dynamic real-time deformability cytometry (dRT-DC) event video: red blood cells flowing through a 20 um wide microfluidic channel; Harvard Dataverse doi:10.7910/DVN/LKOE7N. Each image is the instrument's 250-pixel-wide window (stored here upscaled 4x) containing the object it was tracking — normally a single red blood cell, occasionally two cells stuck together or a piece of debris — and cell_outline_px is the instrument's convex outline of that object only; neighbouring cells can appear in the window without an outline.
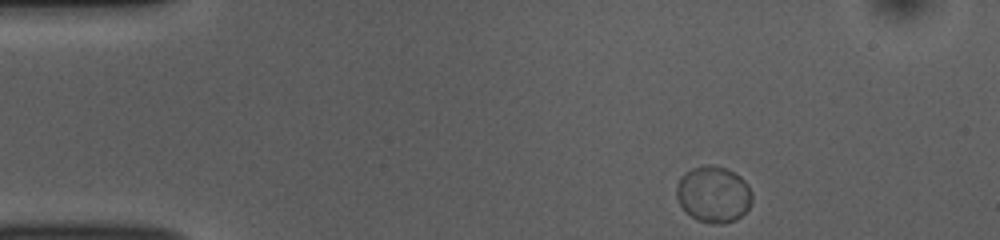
{"species": "common noctule bat (a hibernating species)", "species_latin": "Nyctalus noctula", "temperature_condition": "room temperature", "stored_images_in_passage": 47, "camera_frame_rate_fps": 3000, "um_per_image_px": 0.085, "animal": {"sex": "female", "body_mass_g": 10.0, "forearm_length_mm": 53.1}, "frame": {"image": 1, "passage_image": 1, "time_ms": 0.0, "image_size_px": [1000, 240], "cell_outline_px": [[752, 200], [748, 208], [736, 220], [724, 224], [720, 224], [696, 220], [684, 212], [676, 196], [676, 188], [680, 176], [684, 172], [692, 168], [704, 164], [712, 164], [724, 168], [740, 176], [748, 184], [752, 192]], "centroid_in_image_um": [60.62, 16.51], "position_along_channel_um": 24.4, "area_um2": 25.09}}
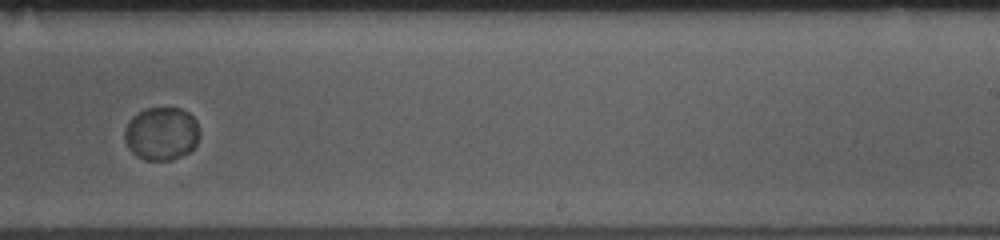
{"frame": {"image": 2, "passage_image": 27, "time_ms": 8.667, "image_size_px": [1000, 240], "cell_outline_px": [[200, 136], [196, 144], [188, 152], [172, 160], [144, 160], [136, 156], [128, 148], [124, 140], [124, 128], [132, 116], [148, 108], [180, 108], [188, 112], [196, 120], [200, 132]], "centroid_in_image_um": [13.72, 11.36], "position_along_channel_um": 275.3, "area_um2": 23.41}}
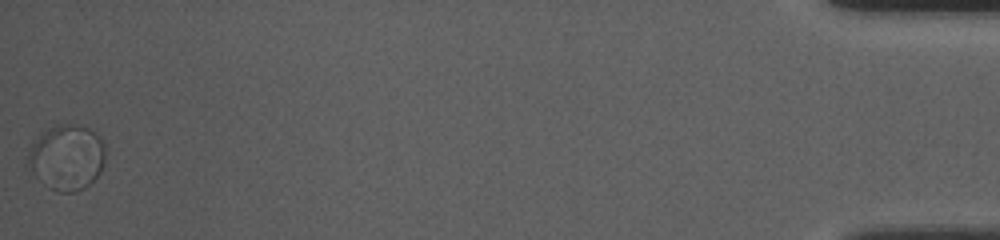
{"frame": {"image": 3, "passage_image": 47, "time_ms": 15.333, "image_size_px": [1000, 240], "cell_outline_px": [[104, 160], [100, 172], [84, 188], [76, 192], [56, 192], [48, 188], [28, 164], [28, 152], [32, 144], [48, 128], [56, 124], [72, 124], [88, 128], [96, 132], [100, 136], [104, 144]], "centroid_in_image_um": [5.7, 13.37], "position_along_channel_um": 429.5, "area_um2": 29.13}, "authors_computed_cell_mechanics": {"area_um2": 24.1604, "velocity_mm_per_s": 3.6823, "shape_relaxation_time_tau1_ms": 6.9878, "shape_relaxation_time_tau2_ms": null, "deformation_change_tau1": 0.0301, "deformation_change_tau2": null}}